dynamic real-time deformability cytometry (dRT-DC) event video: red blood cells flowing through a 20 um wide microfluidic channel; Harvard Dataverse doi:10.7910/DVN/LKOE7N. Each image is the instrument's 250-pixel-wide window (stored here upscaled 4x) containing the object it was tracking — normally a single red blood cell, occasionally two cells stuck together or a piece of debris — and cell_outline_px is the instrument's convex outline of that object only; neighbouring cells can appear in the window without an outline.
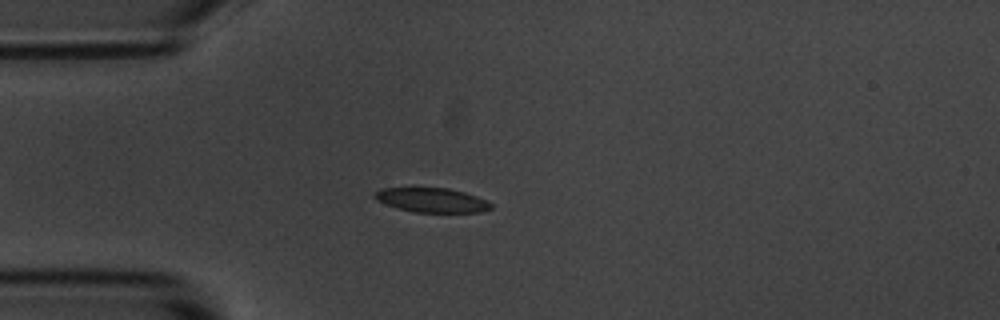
{"species": "common noctule bat (a hibernating species)", "species_latin": "Nyctalus noctula", "temperature_condition": "room temperature", "stored_images_in_passage": 4, "camera_frame_rate_fps": 3000, "um_per_image_px": 0.085, "animal": {"sex": "male", "body_mass_g": 20.1, "forearm_length_mm": 53.5}, "frame": {"image": 1, "passage_image": 4, "time_ms": 3.333, "image_size_px": [1000, 320], "cell_outline_px": [[492, 208], [480, 212], [412, 212], [396, 208], [376, 200], [372, 196], [380, 188], [448, 188], [464, 192], [476, 196], [492, 204]], "centroid_in_image_um": [36.67, 17.01], "position_along_channel_um": 48.3, "area_um2": 16.47}}